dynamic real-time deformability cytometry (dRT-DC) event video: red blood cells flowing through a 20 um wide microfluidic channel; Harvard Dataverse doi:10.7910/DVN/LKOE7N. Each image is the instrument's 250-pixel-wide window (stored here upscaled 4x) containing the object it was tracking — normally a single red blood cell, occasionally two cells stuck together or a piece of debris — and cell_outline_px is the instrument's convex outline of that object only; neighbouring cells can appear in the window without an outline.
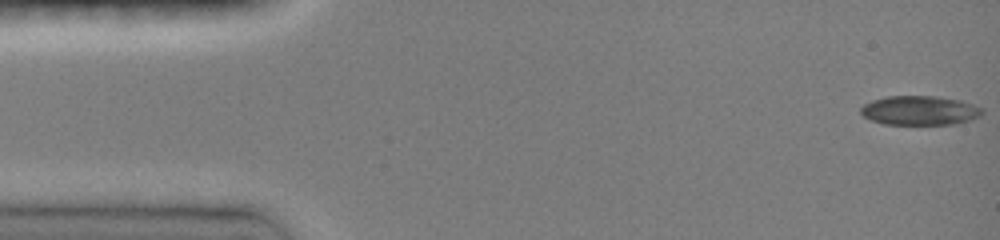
{"species": "common noctule bat (a hibernating species)", "species_latin": "Nyctalus noctula", "temperature_condition": "room temperature", "stored_images_in_passage": 47, "camera_frame_rate_fps": 3000, "um_per_image_px": 0.085, "animal": {"sex": "female", "body_mass_g": 19.0, "forearm_length_mm": 51.5}, "frame": {"image": 1, "passage_image": 1, "time_ms": 0.0, "image_size_px": [1000, 240], "cell_outline_px": [[984, 112], [980, 116], [956, 124], [884, 124], [872, 120], [864, 116], [860, 112], [860, 108], [864, 104], [872, 100], [888, 96], [936, 96], [960, 100], [972, 104], [980, 108]], "centroid_in_image_um": [78.16, 9.38], "position_along_channel_um": 6.8, "area_um2": 20.58}}
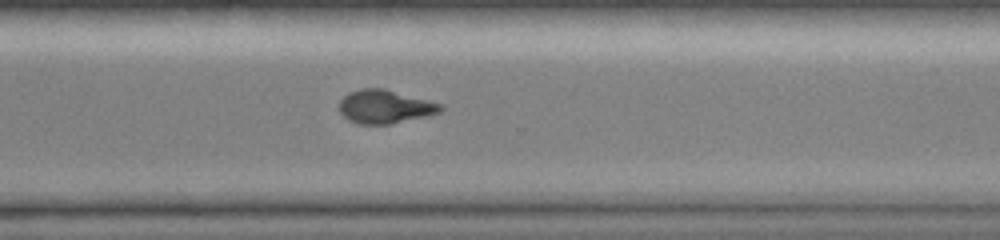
{"frame": {"image": 2, "passage_image": 34, "time_ms": 11.0, "image_size_px": [1000, 240], "cell_outline_px": [[444, 108], [440, 112], [392, 124], [360, 124], [348, 120], [340, 112], [340, 100], [348, 92], [360, 88], [384, 88], [444, 104]], "centroid_in_image_um": [32.72, 9.05], "position_along_channel_um": 337.9, "area_um2": 19.83}}
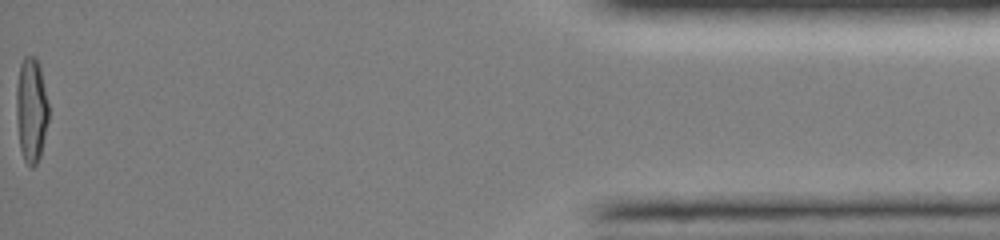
{"frame": {"image": 3, "passage_image": 47, "time_ms": 15.333, "image_size_px": [1000, 240], "cell_outline_px": [[48, 120], [40, 156], [36, 164], [32, 168], [28, 168], [24, 160], [20, 148], [16, 120], [16, 88], [20, 64], [24, 56], [36, 56], [40, 64], [48, 104]], "centroid_in_image_um": [2.65, 9.33], "position_along_channel_um": 432.6, "area_um2": 19.94}, "authors_computed_cell_mechanics": {"area_um2": 20.6346, "velocity_mm_per_s": 4.1004, "shape_relaxation_time_tau1_ms": 9.6523, "shape_relaxation_time_tau2_ms": 6.7313, "deformation_change_tau1": 0.283, "deformation_change_tau2": 0.1042}}